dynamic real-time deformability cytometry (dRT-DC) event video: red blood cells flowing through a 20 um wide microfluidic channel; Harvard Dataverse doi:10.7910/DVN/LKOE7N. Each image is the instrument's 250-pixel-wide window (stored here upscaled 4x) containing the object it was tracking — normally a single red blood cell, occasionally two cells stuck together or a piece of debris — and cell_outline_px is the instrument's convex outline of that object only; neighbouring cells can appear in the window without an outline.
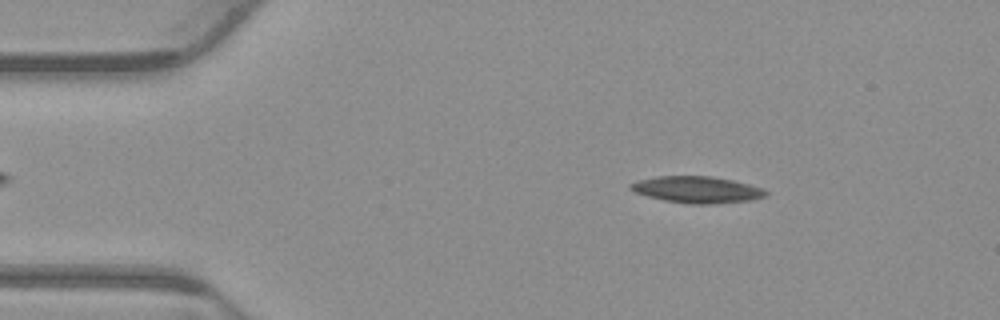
{"species": "common noctule bat (a hibernating species)", "species_latin": "Nyctalus noctula", "temperature_condition": "warm", "stored_images_in_passage": 54, "camera_frame_rate_fps": 3000, "um_per_image_px": 0.085, "animal": {"sex": "male", "body_mass_g": 23.1, "forearm_length_mm": 52.7}, "frame": {"image": 1, "passage_image": 8, "time_ms": 2.333, "image_size_px": [1000, 320], "cell_outline_px": [[768, 192], [764, 196], [752, 200], [708, 204], [692, 204], [664, 200], [648, 196], [636, 192], [628, 188], [628, 184], [640, 180], [660, 176], [708, 176], [732, 180], [764, 188]], "centroid_in_image_um": [59.25, 16.12], "position_along_channel_um": 25.8, "area_um2": 20.69}}
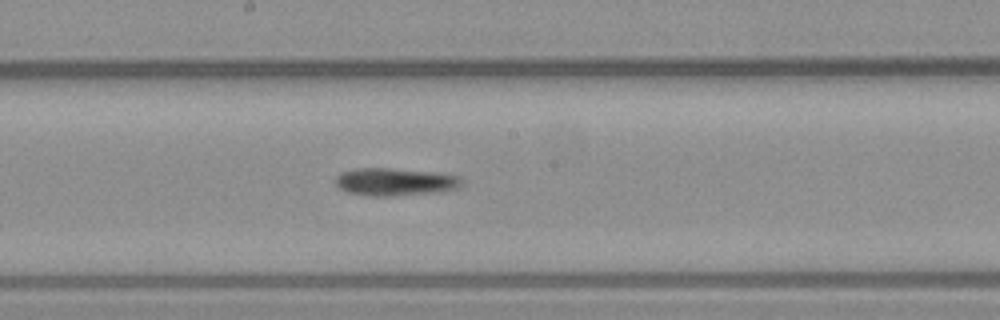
{"frame": {"image": 2, "passage_image": 28, "time_ms": 9.0, "image_size_px": [1000, 320], "cell_outline_px": [[464, 180], [456, 188], [440, 192], [392, 196], [368, 196], [348, 192], [340, 188], [336, 184], [336, 176], [340, 172], [356, 168], [392, 168], [436, 172], [456, 176]], "centroid_in_image_um": [33.55, 15.45], "position_along_channel_um": 214.6, "area_um2": 20.4}}
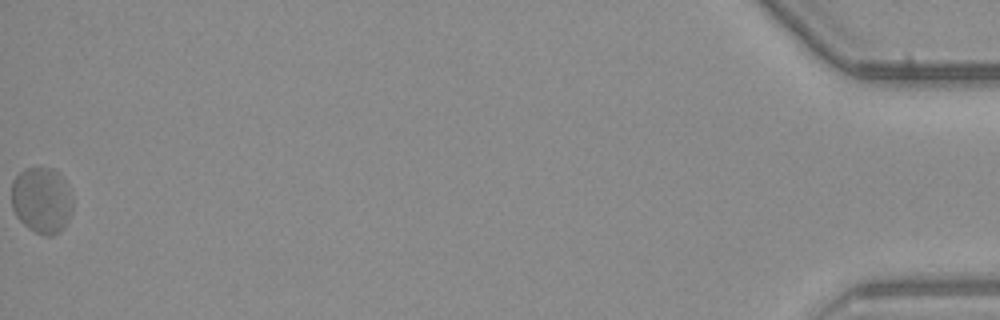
{"frame": {"image": 3, "passage_image": 54, "time_ms": 17.667, "image_size_px": [1000, 320], "cell_outline_px": [[72, 212], [68, 220], [60, 232], [52, 236], [44, 236], [28, 228], [16, 216], [12, 208], [12, 180], [24, 168], [52, 168], [64, 180], [72, 196]], "centroid_in_image_um": [3.54, 17.03], "position_along_channel_um": 431.7, "area_um2": 23.64}, "authors_computed_cell_mechanics": {"area_um2": 20.4612, "velocity_mm_per_s": 3.7772, "shape_relaxation_time_tau1_ms": null, "shape_relaxation_time_tau2_ms": 6.1969, "deformation_change_tau1": null, "deformation_change_tau2": 0.0982}}